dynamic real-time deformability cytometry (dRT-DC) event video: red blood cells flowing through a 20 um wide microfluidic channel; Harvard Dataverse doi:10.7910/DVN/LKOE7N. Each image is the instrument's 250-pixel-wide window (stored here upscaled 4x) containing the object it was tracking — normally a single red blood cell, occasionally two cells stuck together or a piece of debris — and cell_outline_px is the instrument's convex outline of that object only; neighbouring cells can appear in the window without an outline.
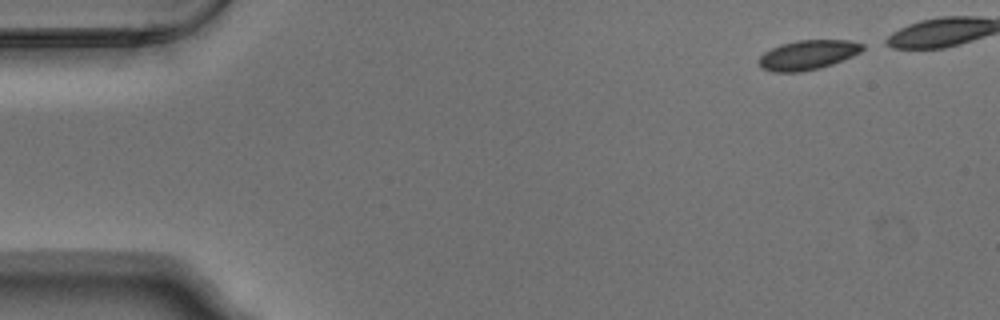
{"species": "Egyptian fruit bat (a non-hibernating species)", "species_latin": "Rousettus aegyptiacus", "temperature_condition": "warm", "stored_images_in_passage": 40, "camera_frame_rate_fps": 3000, "um_per_image_px": 0.085, "animal": {"sex": "male"}, "frame": {"image": 1, "passage_image": 1, "time_ms": 0.0, "image_size_px": [1000, 320], "cell_outline_px": [[864, 48], [860, 52], [852, 56], [832, 64], [820, 68], [800, 72], [772, 72], [764, 68], [760, 64], [760, 56], [764, 52], [780, 44], [796, 40], [848, 40], [864, 44]], "centroid_in_image_um": [68.68, 4.66], "position_along_channel_um": 16.3, "area_um2": 17.74}}
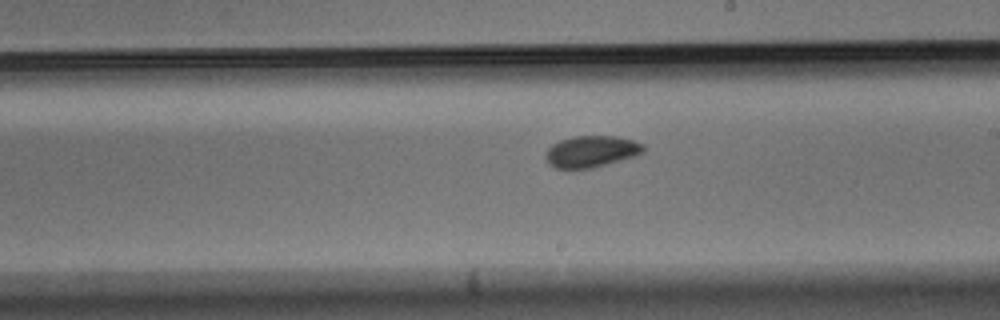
{"frame": {"image": 2, "passage_image": 27, "time_ms": 8.667, "image_size_px": [1000, 320], "cell_outline_px": [[644, 152], [620, 160], [592, 168], [556, 168], [548, 164], [544, 156], [548, 148], [552, 144], [560, 140], [576, 136], [616, 136], [632, 140], [644, 144]], "centroid_in_image_um": [50.23, 12.87], "position_along_channel_um": 238.8, "area_um2": 17.8}}
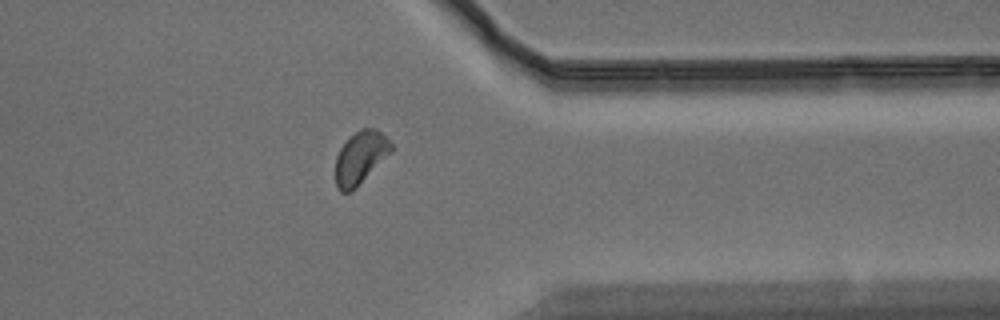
{"frame": {"image": 3, "passage_image": 39, "time_ms": 12.667, "image_size_px": [1000, 320], "cell_outline_px": [[392, 152], [352, 192], [340, 192], [336, 188], [336, 156], [340, 148], [360, 128], [376, 128], [392, 144]], "centroid_in_image_um": [30.63, 13.43], "position_along_channel_um": 380.8, "area_um2": 16.99}}